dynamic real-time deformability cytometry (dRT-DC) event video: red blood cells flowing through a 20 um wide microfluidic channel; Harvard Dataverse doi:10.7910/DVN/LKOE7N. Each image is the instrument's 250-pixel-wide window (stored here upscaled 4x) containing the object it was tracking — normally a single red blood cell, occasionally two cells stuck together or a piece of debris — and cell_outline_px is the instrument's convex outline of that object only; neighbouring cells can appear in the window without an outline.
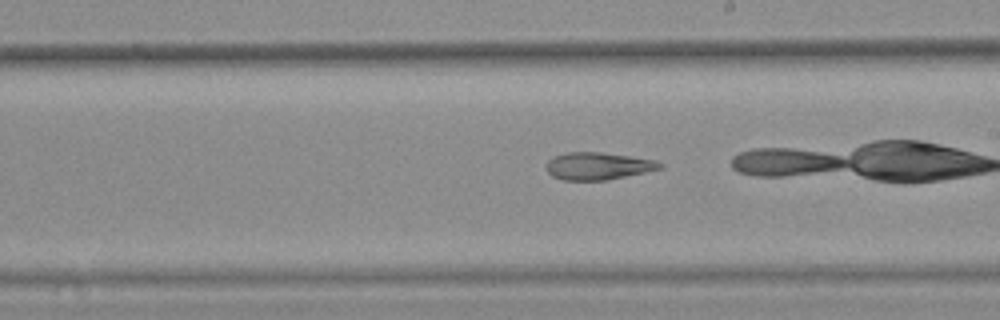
{"species": "common noctule bat (a hibernating species)", "species_latin": "Nyctalus noctula", "temperature_condition": "warm", "stored_images_in_passage": 33, "camera_frame_rate_fps": 3000, "um_per_image_px": 0.085, "animal": {"sex": "female", "body_mass_g": 25.1}, "frame": {"image": 1, "passage_image": 15, "time_ms": 4.667, "image_size_px": [1000, 320], "cell_outline_px": [[664, 168], [608, 180], [564, 180], [552, 176], [548, 172], [548, 160], [552, 156], [568, 152], [600, 152], [656, 160], [664, 164]], "centroid_in_image_um": [50.86, 14.11], "position_along_channel_um": 238.1, "area_um2": 18.09}, "authors_computed_cell_mechanics": {"area_um2": 19.1318, "velocity_mm_per_s": 3.7743, "shape_relaxation_time_tau1_ms": null, "shape_relaxation_time_tau2_ms": 4.8384, "deformation_change_tau1": null, "deformation_change_tau2": 0.1599}}